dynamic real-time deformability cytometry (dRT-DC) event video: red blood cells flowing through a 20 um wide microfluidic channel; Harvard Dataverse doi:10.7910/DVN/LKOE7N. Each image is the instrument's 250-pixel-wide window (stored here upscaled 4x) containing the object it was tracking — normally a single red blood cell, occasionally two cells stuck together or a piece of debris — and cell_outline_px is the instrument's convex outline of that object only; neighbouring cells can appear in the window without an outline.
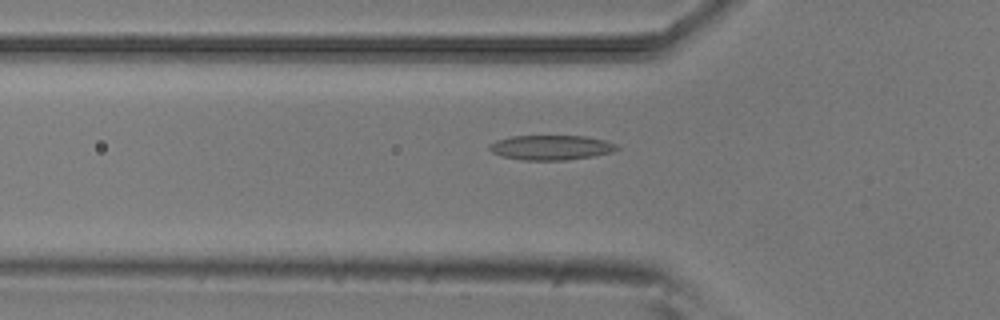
{"species": "common noctule bat (a hibernating species)", "species_latin": "Nyctalus noctula", "temperature_condition": "room temperature", "stored_images_in_passage": 44, "camera_frame_rate_fps": 3000, "um_per_image_px": 0.085, "animal": {"sex": "male", "body_mass_g": 20.5, "forearm_length_mm": 52.5}, "frame": {"image": 1, "passage_image": 12, "time_ms": 3.667, "image_size_px": [1000, 320], "cell_outline_px": [[620, 148], [612, 152], [592, 156], [564, 160], [524, 160], [500, 156], [492, 152], [488, 148], [488, 144], [496, 140], [512, 136], [584, 136], [604, 140], [616, 144]], "centroid_in_image_um": [46.8, 12.54], "position_along_channel_um": 79.0, "area_um2": 18.38}}
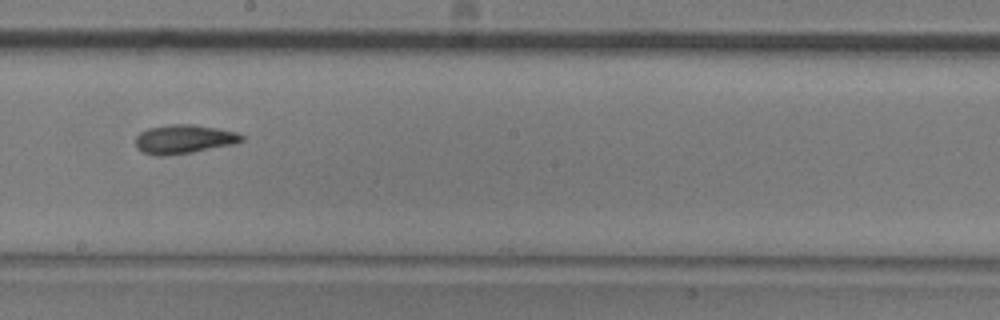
{"frame": {"image": 2, "passage_image": 24, "time_ms": 7.667, "image_size_px": [1000, 320], "cell_outline_px": [[244, 140], [232, 144], [192, 152], [164, 156], [156, 156], [144, 152], [136, 148], [136, 136], [140, 132], [148, 128], [168, 124], [192, 124], [216, 128], [236, 132], [244, 136]], "centroid_in_image_um": [15.6, 11.82], "position_along_channel_um": 232.6, "area_um2": 17.8}}
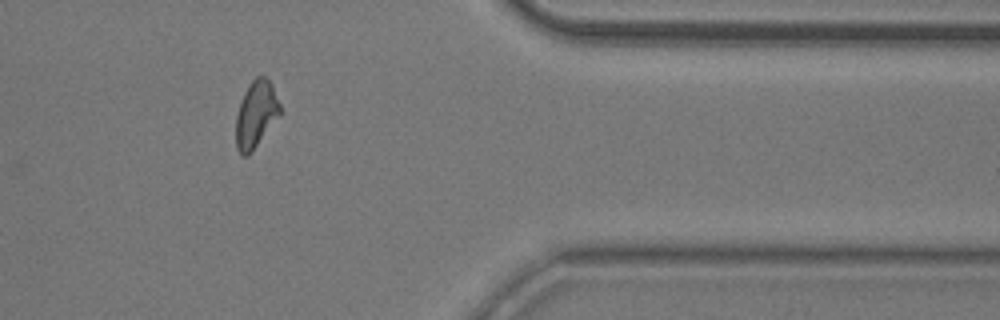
{"frame": {"image": 3, "passage_image": 38, "time_ms": 12.333, "image_size_px": [1000, 320], "cell_outline_px": [[280, 116], [252, 152], [248, 156], [244, 156], [236, 148], [236, 116], [244, 92], [252, 80], [256, 76], [264, 76], [272, 84], [280, 104]], "centroid_in_image_um": [21.77, 9.73], "position_along_channel_um": 389.6, "area_um2": 17.17}, "authors_computed_cell_mechanics": {"area_um2": 17.2822, "velocity_mm_per_s": 3.8097, "shape_relaxation_time_tau1_ms": 5.2145, "shape_relaxation_time_tau2_ms": 4.4336, "deformation_change_tau1": 0.1535, "deformation_change_tau2": 0.1142}}